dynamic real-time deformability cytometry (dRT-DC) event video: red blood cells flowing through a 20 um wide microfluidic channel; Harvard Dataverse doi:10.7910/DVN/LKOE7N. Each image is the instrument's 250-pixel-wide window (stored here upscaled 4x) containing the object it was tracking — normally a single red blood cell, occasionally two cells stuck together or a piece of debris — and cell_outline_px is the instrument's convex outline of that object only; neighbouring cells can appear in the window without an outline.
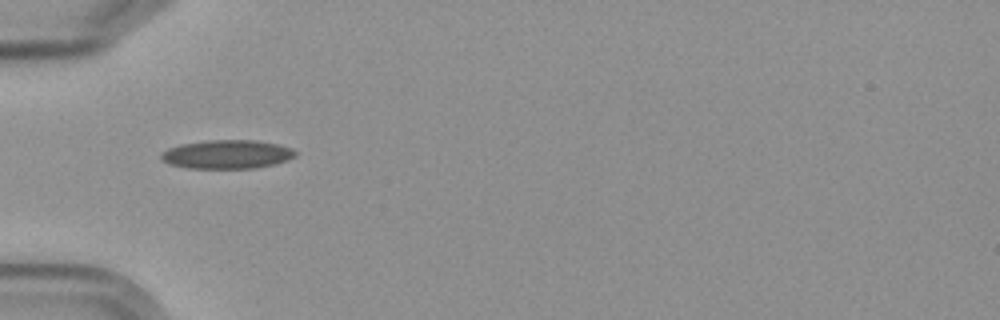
{"species": "Egyptian fruit bat (a non-hibernating species)", "species_latin": "Rousettus aegyptiacus", "temperature_condition": "cold", "stored_images_in_passage": 5, "camera_frame_rate_fps": 3000, "um_per_image_px": 0.085, "frame": {"image": 1, "passage_image": 4, "time_ms": 3.667, "image_size_px": [1000, 320], "cell_outline_px": [[296, 156], [288, 160], [256, 168], [188, 168], [168, 164], [160, 156], [160, 152], [168, 148], [180, 144], [208, 140], [256, 140], [276, 144], [292, 148], [296, 152]], "centroid_in_image_um": [19.28, 13.11], "position_along_channel_um": 65.7, "area_um2": 22.48}}
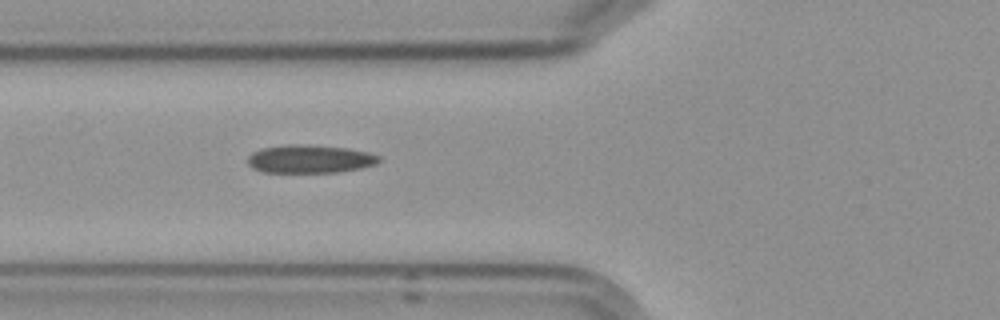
{"frame": {"image": 2, "passage_image": 5, "time_ms": 4.667, "image_size_px": [1000, 320], "cell_outline_px": [[380, 160], [376, 164], [360, 168], [336, 172], [264, 172], [252, 168], [248, 164], [248, 156], [252, 152], [260, 148], [288, 144], [304, 144], [348, 148], [368, 152], [380, 156]], "centroid_in_image_um": [26.31, 13.5], "position_along_channel_um": 99.5, "area_um2": 21.62}}